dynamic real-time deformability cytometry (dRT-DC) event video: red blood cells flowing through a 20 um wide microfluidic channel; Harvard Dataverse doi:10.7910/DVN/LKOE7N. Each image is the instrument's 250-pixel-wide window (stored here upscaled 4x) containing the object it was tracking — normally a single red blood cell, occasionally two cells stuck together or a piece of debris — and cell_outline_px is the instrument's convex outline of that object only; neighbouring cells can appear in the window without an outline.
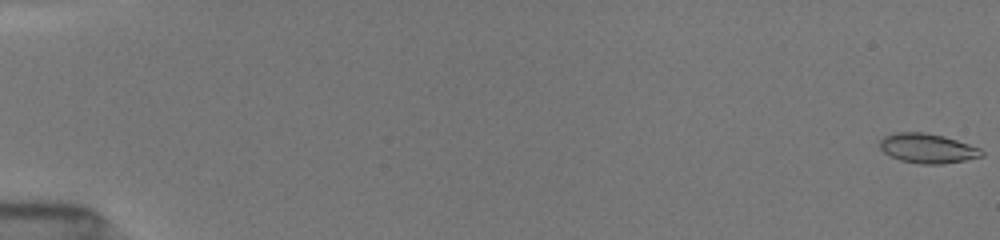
{"species": "common noctule bat (a hibernating species)", "species_latin": "Nyctalus noctula", "temperature_condition": "room temperature", "stored_images_in_passage": 32, "camera_frame_rate_fps": 3000, "um_per_image_px": 0.085, "animal": {"sex": "female", "body_mass_g": 19.5, "forearm_length_mm": 54.1}, "frame": {"image": 1, "passage_image": 1, "time_ms": 0.0, "image_size_px": [1000, 240], "cell_outline_px": [[984, 156], [944, 164], [920, 164], [900, 160], [884, 152], [880, 148], [880, 140], [884, 136], [896, 132], [924, 132], [944, 136], [980, 148], [984, 152]], "centroid_in_image_um": [78.84, 12.61], "position_along_channel_um": 6.2, "area_um2": 17.51}}
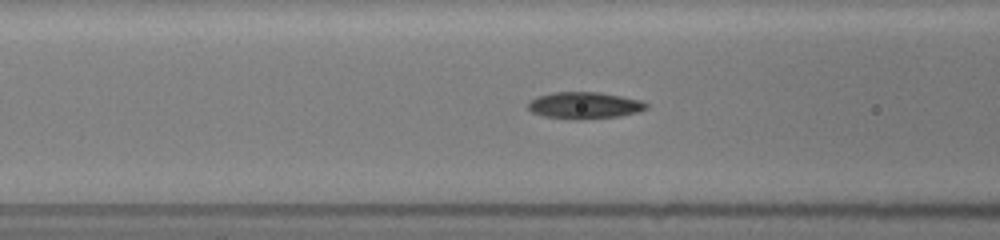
{"frame": {"image": 2, "passage_image": 17, "time_ms": 7.333, "image_size_px": [1000, 240], "cell_outline_px": [[648, 108], [640, 112], [620, 116], [580, 120], [572, 120], [544, 116], [532, 112], [528, 108], [528, 104], [536, 96], [552, 92], [600, 92], [644, 100], [648, 104]], "centroid_in_image_um": [49.73, 8.96], "position_along_channel_um": 116.9, "area_um2": 18.79}}
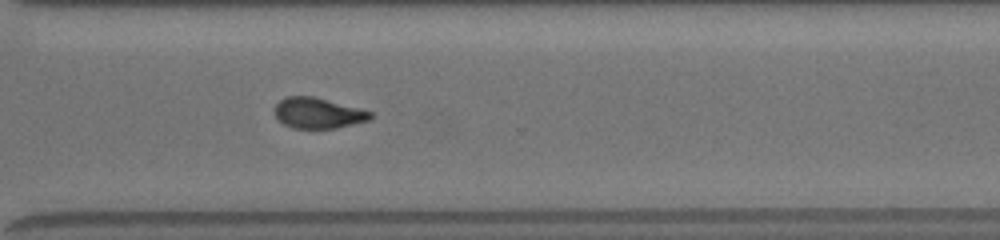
{"frame": {"image": 3, "passage_image": 32, "time_ms": 13.0, "image_size_px": [1000, 240], "cell_outline_px": [[372, 116], [368, 120], [336, 128], [292, 128], [284, 124], [276, 116], [276, 104], [280, 100], [288, 96], [312, 96], [372, 112]], "centroid_in_image_um": [27.01, 9.61], "position_along_channel_um": 343.6, "area_um2": 16.65}}